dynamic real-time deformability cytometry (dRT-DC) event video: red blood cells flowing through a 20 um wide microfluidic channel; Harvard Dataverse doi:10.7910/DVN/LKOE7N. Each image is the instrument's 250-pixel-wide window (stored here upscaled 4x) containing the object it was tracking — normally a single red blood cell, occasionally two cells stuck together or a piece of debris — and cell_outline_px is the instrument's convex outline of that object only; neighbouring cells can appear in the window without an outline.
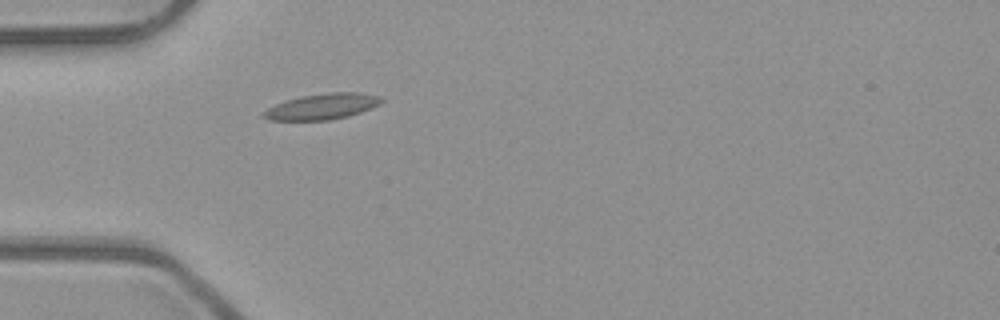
{"species": "common noctule bat (a hibernating species)", "species_latin": "Nyctalus noctula", "temperature_condition": "room temperature", "stored_images_in_passage": 37, "camera_frame_rate_fps": 3000, "um_per_image_px": 0.085, "animal": {"sex": "male", "body_mass_g": 23.1, "forearm_length_mm": 52.7}, "frame": {"image": 1, "passage_image": 1, "time_ms": 0.0, "image_size_px": [1000, 320], "cell_outline_px": [[384, 100], [380, 104], [360, 112], [348, 116], [328, 120], [268, 120], [260, 116], [260, 112], [284, 100], [300, 96], [328, 92], [360, 92], [380, 96]], "centroid_in_image_um": [27.34, 9.04], "position_along_channel_um": 57.7, "area_um2": 17.92}}
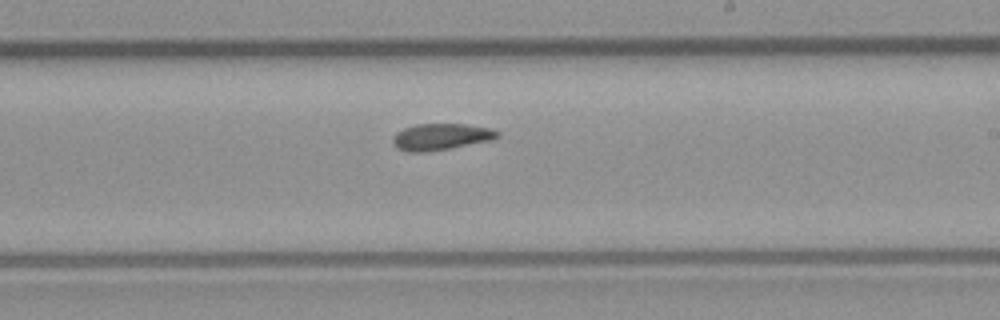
{"frame": {"image": 2, "passage_image": 16, "time_ms": 5.0, "image_size_px": [1000, 320], "cell_outline_px": [[500, 136], [492, 140], [428, 152], [408, 152], [396, 148], [392, 144], [392, 140], [396, 132], [404, 128], [416, 124], [468, 124], [492, 128], [500, 132]], "centroid_in_image_um": [37.48, 11.62], "position_along_channel_um": 251.5, "area_um2": 16.36}}
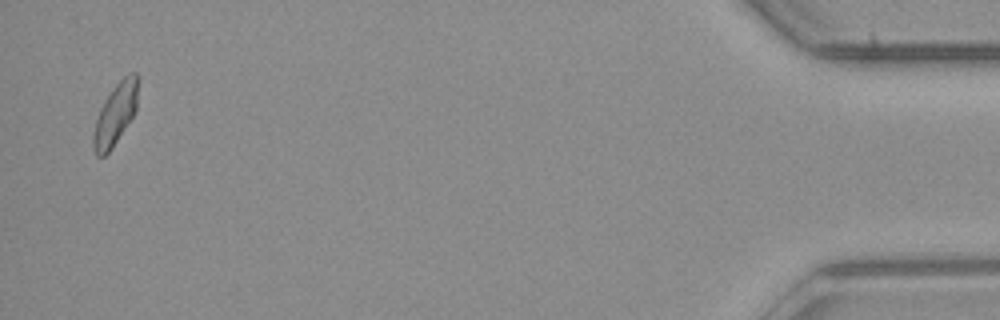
{"frame": {"image": 3, "passage_image": 36, "time_ms": 11.667, "image_size_px": [1000, 320], "cell_outline_px": [[140, 80], [136, 108], [132, 116], [112, 148], [104, 156], [96, 156], [92, 148], [92, 132], [100, 108], [104, 100], [112, 88], [128, 72], [136, 72]], "centroid_in_image_um": [9.8, 9.66], "position_along_channel_um": 425.4, "area_um2": 16.24}}